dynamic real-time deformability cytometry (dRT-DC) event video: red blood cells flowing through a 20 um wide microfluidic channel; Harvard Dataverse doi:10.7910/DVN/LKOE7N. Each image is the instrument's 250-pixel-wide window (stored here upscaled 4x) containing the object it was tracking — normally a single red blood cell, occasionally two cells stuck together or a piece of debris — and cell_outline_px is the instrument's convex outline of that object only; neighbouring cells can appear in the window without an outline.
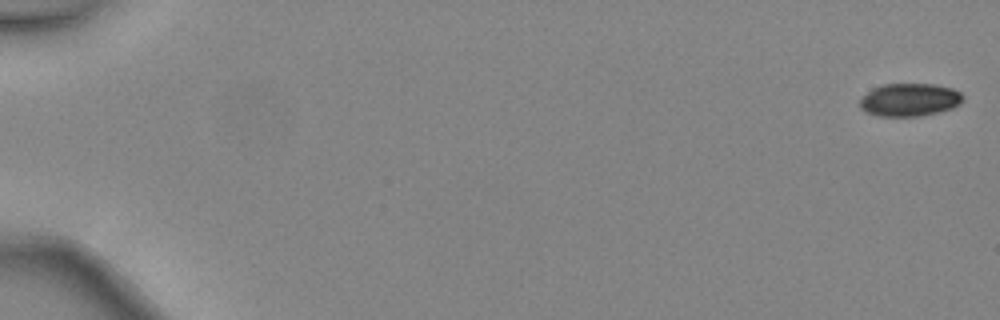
{"species": "common noctule bat (a hibernating species)", "species_latin": "Nyctalus noctula", "temperature_condition": "warm", "stored_images_in_passage": 47, "camera_frame_rate_fps": 3000, "um_per_image_px": 0.085, "animal": {"sex": "female", "body_mass_g": 24.6, "forearm_length_mm": 56.2}, "frame": {"image": 1, "passage_image": 1, "time_ms": 0.0, "image_size_px": [1000, 320], "cell_outline_px": [[964, 100], [960, 104], [952, 108], [920, 116], [880, 116], [868, 112], [860, 108], [860, 100], [872, 88], [884, 84], [936, 84], [952, 88], [960, 92], [964, 96]], "centroid_in_image_um": [77.35, 8.47], "position_along_channel_um": 7.7, "area_um2": 19.71}}
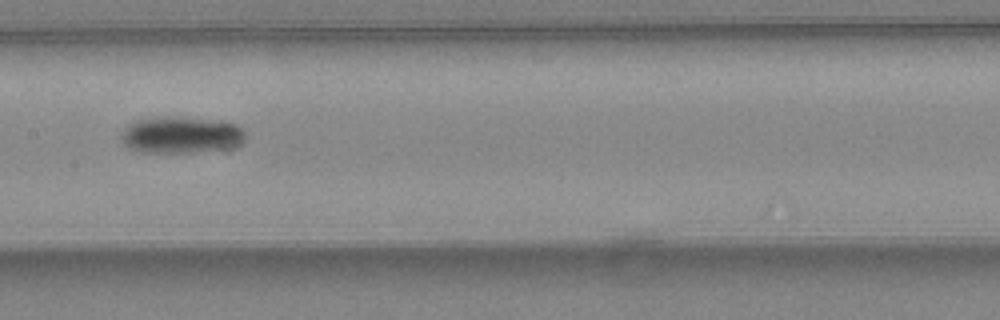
{"frame": {"image": 2, "passage_image": 26, "time_ms": 8.333, "image_size_px": [1000, 320], "cell_outline_px": [[248, 136], [240, 144], [232, 148], [192, 152], [140, 152], [128, 148], [120, 140], [120, 132], [132, 120], [164, 116], [168, 116], [224, 120], [240, 124], [248, 132]], "centroid_in_image_um": [15.44, 11.45], "position_along_channel_um": 192.0, "area_um2": 27.51}}
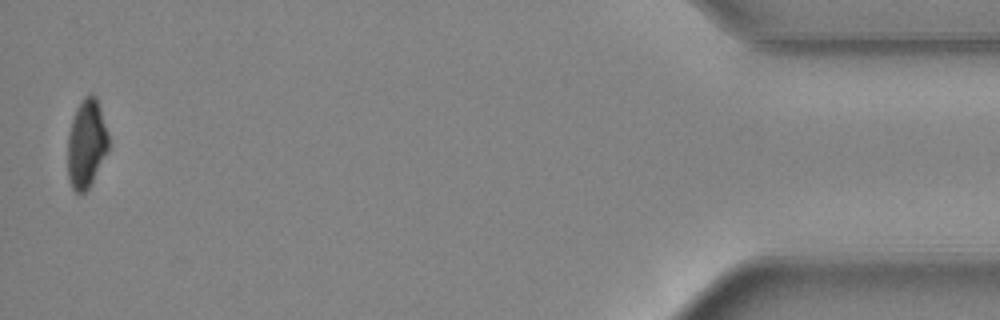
{"frame": {"image": 3, "passage_image": 47, "time_ms": 15.333, "image_size_px": [1000, 320], "cell_outline_px": [[108, 152], [88, 188], [84, 192], [76, 192], [72, 188], [68, 180], [68, 132], [76, 108], [84, 96], [88, 92], [92, 92], [96, 96], [108, 132]], "centroid_in_image_um": [7.35, 12.17], "position_along_channel_um": 427.9, "area_um2": 21.15}, "authors_computed_cell_mechanics": {"area_um2": 23.2934, "velocity_mm_per_s": 4.5151, "shape_relaxation_time_tau1_ms": 3.6093, "shape_relaxation_time_tau2_ms": null, "deformation_change_tau1": 0.1367, "deformation_change_tau2": null}}